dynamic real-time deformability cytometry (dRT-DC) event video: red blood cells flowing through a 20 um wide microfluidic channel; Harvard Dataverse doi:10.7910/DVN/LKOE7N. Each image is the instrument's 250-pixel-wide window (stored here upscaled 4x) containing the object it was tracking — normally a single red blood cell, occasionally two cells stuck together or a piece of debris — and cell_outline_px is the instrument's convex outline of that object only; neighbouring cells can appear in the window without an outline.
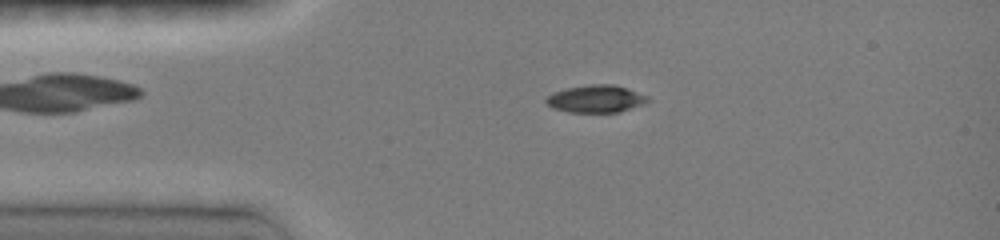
{"species": "common noctule bat (a hibernating species)", "species_latin": "Nyctalus noctula", "temperature_condition": "room temperature", "stored_images_in_passage": 37, "camera_frame_rate_fps": 3000, "um_per_image_px": 0.085, "animal": {"sex": "female", "body_mass_g": 19.0, "forearm_length_mm": 51.5}, "frame": {"image": 1, "passage_image": 6, "time_ms": 2.667, "image_size_px": [1000, 240], "cell_outline_px": [[652, 100], [644, 104], [620, 112], [568, 112], [552, 108], [544, 100], [552, 92], [568, 88], [592, 84], [616, 84], [628, 88], [648, 96]], "centroid_in_image_um": [50.69, 8.4], "position_along_channel_um": 34.3, "area_um2": 16.42}}
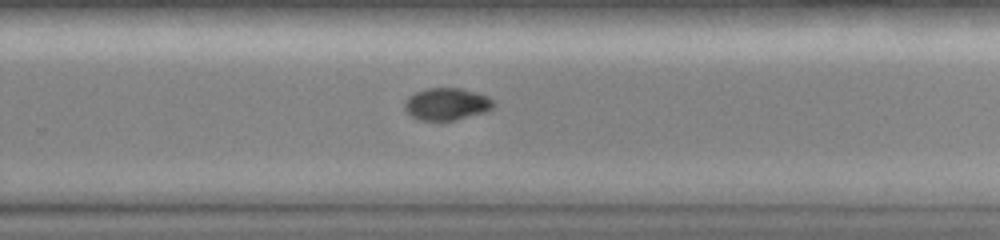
{"frame": {"image": 2, "passage_image": 21, "time_ms": 9.667, "image_size_px": [1000, 240], "cell_outline_px": [[496, 104], [492, 108], [484, 112], [452, 120], [420, 120], [412, 116], [404, 108], [404, 100], [408, 96], [416, 92], [428, 88], [460, 88], [488, 96]], "centroid_in_image_um": [37.95, 8.83], "position_along_channel_um": 291.9, "area_um2": 16.47}}
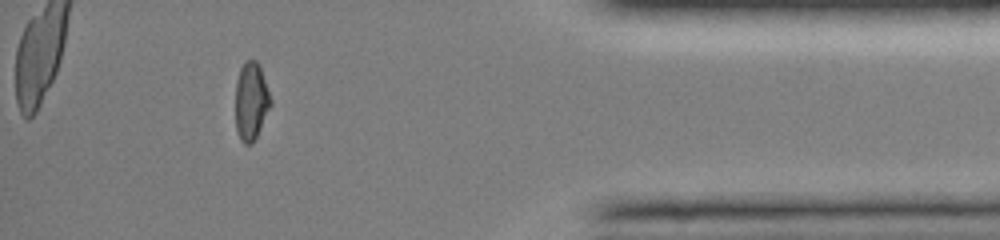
{"frame": {"image": 3, "passage_image": 32, "time_ms": 13.333, "image_size_px": [1000, 240], "cell_outline_px": [[272, 104], [252, 144], [244, 144], [240, 140], [236, 132], [236, 80], [240, 68], [244, 60], [256, 60], [260, 64], [272, 100]], "centroid_in_image_um": [21.35, 8.57], "position_along_channel_um": 413.9, "area_um2": 16.18}, "authors_computed_cell_mechanics": {"area_um2": 16.5886, "velocity_mm_per_s": 4.1085, "shape_relaxation_time_tau1_ms": 2.9448, "shape_relaxation_time_tau2_ms": null, "deformation_change_tau1": 0.1506, "deformation_change_tau2": null}}